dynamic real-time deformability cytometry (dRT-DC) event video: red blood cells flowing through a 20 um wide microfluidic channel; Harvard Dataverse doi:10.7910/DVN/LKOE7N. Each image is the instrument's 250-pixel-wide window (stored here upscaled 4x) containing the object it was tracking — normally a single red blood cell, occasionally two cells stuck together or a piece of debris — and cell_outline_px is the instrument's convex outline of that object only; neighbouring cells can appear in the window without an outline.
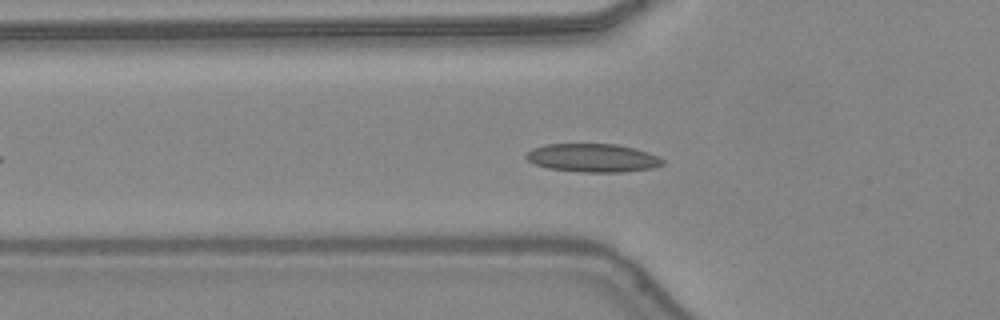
{"species": "common noctule bat (a hibernating species)", "species_latin": "Nyctalus noctula", "temperature_condition": "warm", "stored_images_in_passage": 33, "camera_frame_rate_fps": 3000, "um_per_image_px": 0.085, "animal": {"sex": "female", "body_mass_g": 24.6, "forearm_length_mm": 56.2}, "frame": {"image": 1, "passage_image": 11, "time_ms": 3.333, "image_size_px": [1000, 320], "cell_outline_px": [[664, 164], [652, 168], [624, 172], [580, 172], [548, 168], [536, 164], [528, 160], [524, 156], [532, 148], [548, 144], [616, 144], [648, 152], [664, 160]], "centroid_in_image_um": [50.38, 13.42], "position_along_channel_um": 75.4, "area_um2": 22.43}}
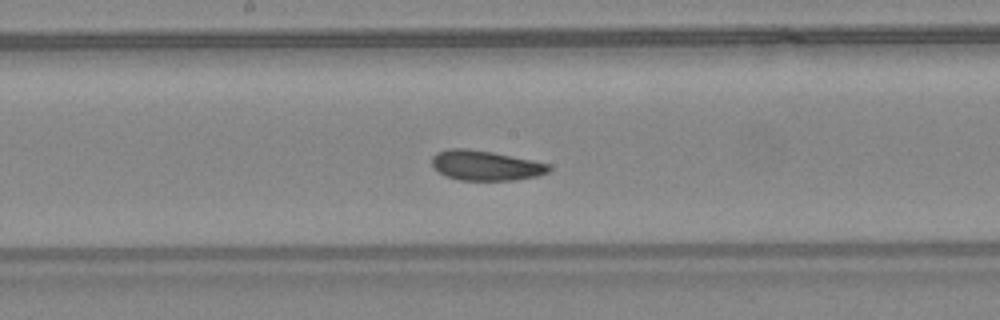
{"frame": {"image": 2, "passage_image": 20, "time_ms": 6.333, "image_size_px": [1000, 320], "cell_outline_px": [[552, 168], [548, 172], [536, 176], [516, 180], [460, 180], [448, 176], [432, 168], [432, 156], [436, 152], [448, 148], [468, 148], [492, 152], [532, 160], [548, 164]], "centroid_in_image_um": [41.24, 14.05], "position_along_channel_um": 207.0, "area_um2": 20.4}}
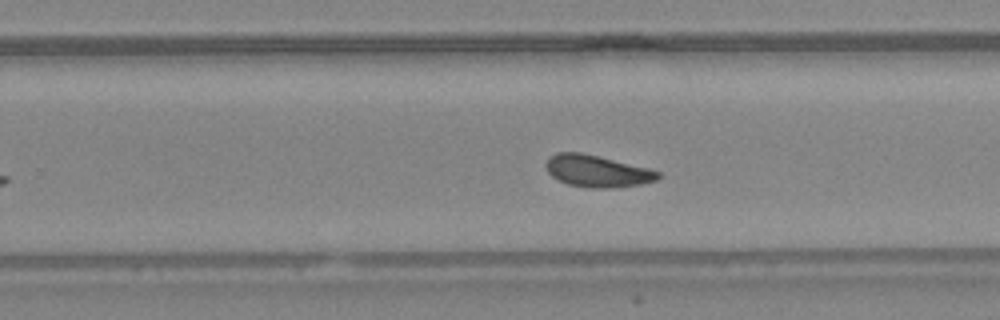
{"frame": {"image": 3, "passage_image": 25, "time_ms": 8.0, "image_size_px": [1000, 320], "cell_outline_px": [[660, 176], [656, 180], [640, 184], [612, 188], [588, 188], [568, 184], [552, 176], [548, 172], [544, 164], [548, 156], [556, 152], [580, 152], [648, 168], [660, 172]], "centroid_in_image_um": [50.71, 14.54], "position_along_channel_um": 279.1, "area_um2": 20.75}, "authors_computed_cell_mechanics": {"area_um2": 20.519, "velocity_mm_per_s": 4.354, "shape_relaxation_time_tau1_ms": 2.9188, "shape_relaxation_time_tau2_ms": 1.8444, "deformation_change_tau1": 0.1113, "deformation_change_tau2": 0.0892}}